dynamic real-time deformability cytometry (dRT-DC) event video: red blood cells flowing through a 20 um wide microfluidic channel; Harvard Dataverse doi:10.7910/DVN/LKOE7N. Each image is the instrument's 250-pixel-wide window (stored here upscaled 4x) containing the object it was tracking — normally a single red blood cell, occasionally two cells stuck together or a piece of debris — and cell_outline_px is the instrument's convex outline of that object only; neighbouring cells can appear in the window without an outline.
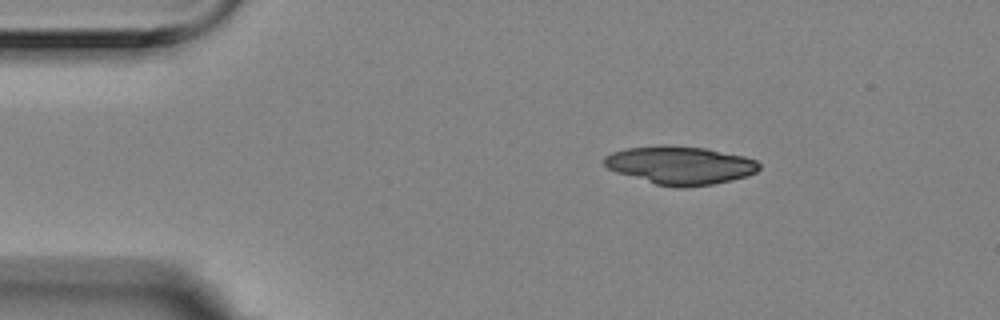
{"species": "Egyptian fruit bat (a non-hibernating species)", "species_latin": "Rousettus aegyptiacus", "temperature_condition": "room temperature", "stored_images_in_passage": 3, "camera_frame_rate_fps": 3000, "um_per_image_px": 0.085, "animal": {"sex": "female"}, "frame": {"image": 1, "passage_image": 1, "time_ms": 0.0, "image_size_px": [1000, 320], "cell_outline_px": [[760, 168], [756, 172], [748, 176], [732, 180], [712, 184], [680, 188], [656, 184], [616, 172], [608, 168], [604, 164], [604, 156], [612, 152], [624, 148], [656, 144], [668, 144], [704, 148], [744, 156], [756, 160], [760, 164]], "centroid_in_image_um": [57.8, 14.03], "position_along_channel_um": 27.2, "area_um2": 34.74}}